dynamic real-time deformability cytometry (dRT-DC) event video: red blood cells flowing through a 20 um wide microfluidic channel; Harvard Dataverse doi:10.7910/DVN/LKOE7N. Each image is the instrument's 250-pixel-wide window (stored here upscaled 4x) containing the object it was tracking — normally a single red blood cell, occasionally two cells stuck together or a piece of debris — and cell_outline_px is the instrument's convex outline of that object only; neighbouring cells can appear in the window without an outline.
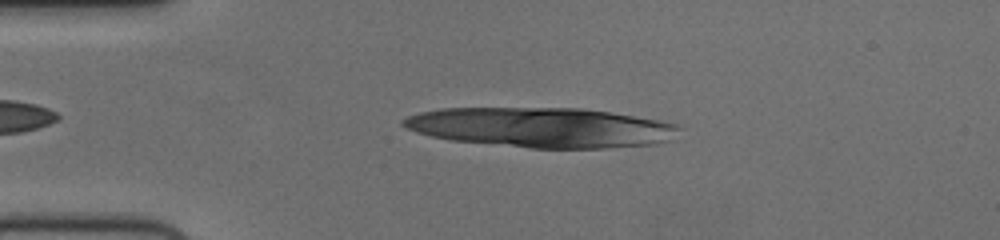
{"species": "human", "species_latin": "Homo sapiens", "temperature_condition": "cold", "stored_images_in_passage": 11, "camera_frame_rate_fps": 3000, "um_per_image_px": 0.085, "donor": {"sex": "female"}, "frame": {"image": 1, "passage_image": 7, "time_ms": 2.0, "image_size_px": [1000, 240], "cell_outline_px": [[680, 128], [668, 140], [652, 144], [612, 148], [532, 148], [452, 140], [432, 136], [416, 132], [400, 124], [400, 120], [408, 116], [420, 112], [440, 108], [580, 108], [612, 112], [656, 120], [676, 124]], "centroid_in_image_um": [45.96, 10.83], "position_along_channel_um": 39.0, "area_um2": 63.81}}